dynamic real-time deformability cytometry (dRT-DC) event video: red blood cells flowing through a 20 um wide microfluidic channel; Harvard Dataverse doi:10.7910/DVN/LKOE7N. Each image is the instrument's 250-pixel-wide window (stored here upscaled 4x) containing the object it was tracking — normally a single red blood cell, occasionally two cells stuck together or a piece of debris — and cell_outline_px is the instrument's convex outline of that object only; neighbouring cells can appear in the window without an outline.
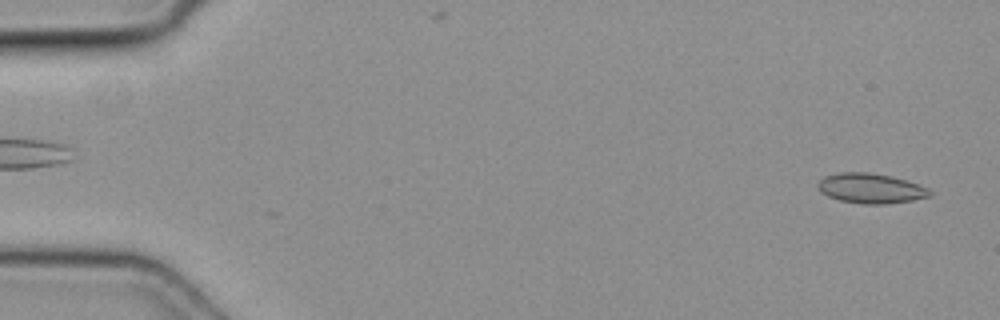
{"species": "common noctule bat (a hibernating species)", "species_latin": "Nyctalus noctula", "temperature_condition": "cold", "stored_images_in_passage": 49, "camera_frame_rate_fps": 3000, "um_per_image_px": 0.085, "animal": {"sex": "female", "body_mass_g": 19.3, "forearm_length_mm": 54.1}, "frame": {"image": 1, "passage_image": 2, "time_ms": 0.333, "image_size_px": [1000, 320], "cell_outline_px": [[932, 196], [912, 200], [884, 204], [860, 204], [840, 200], [828, 196], [820, 192], [816, 184], [824, 176], [836, 172], [868, 172], [892, 176], [928, 188], [932, 192]], "centroid_in_image_um": [73.98, 16.0], "position_along_channel_um": 11.0, "area_um2": 19.59}}
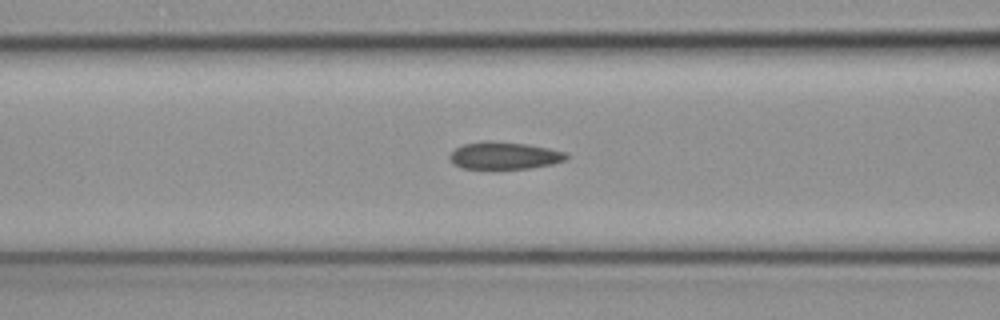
{"frame": {"image": 2, "passage_image": 20, "time_ms": 6.333, "image_size_px": [1000, 320], "cell_outline_px": [[568, 156], [564, 160], [552, 164], [528, 168], [460, 168], [452, 164], [448, 156], [456, 148], [464, 144], [528, 144], [548, 148], [564, 152]], "centroid_in_image_um": [42.87, 13.27], "position_along_channel_um": 123.7, "area_um2": 17.46}}
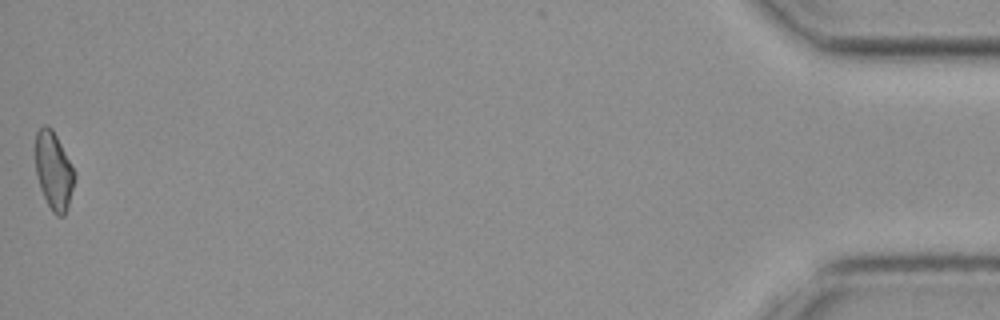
{"frame": {"image": 3, "passage_image": 49, "time_ms": 16.0, "image_size_px": [1000, 320], "cell_outline_px": [[76, 176], [68, 208], [64, 216], [56, 216], [52, 212], [40, 188], [36, 172], [36, 132], [44, 124], [48, 124], [52, 128]], "centroid_in_image_um": [4.56, 14.55], "position_along_channel_um": 430.6, "area_um2": 17.46}}